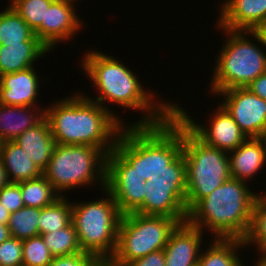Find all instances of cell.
Returning <instances> with one entry per match:
<instances>
[{"mask_svg":"<svg viewBox=\"0 0 266 266\" xmlns=\"http://www.w3.org/2000/svg\"><path fill=\"white\" fill-rule=\"evenodd\" d=\"M106 54L96 49L86 50L81 59L80 68L99 92L97 97H85L109 111L111 108L107 105L113 103L112 105L143 113L139 121L130 122V125H156L166 121L174 113L173 102L156 100L155 92L149 89L147 91L135 72L114 56Z\"/></svg>","mask_w":266,"mask_h":266,"instance_id":"cell-1","label":"cell"},{"mask_svg":"<svg viewBox=\"0 0 266 266\" xmlns=\"http://www.w3.org/2000/svg\"><path fill=\"white\" fill-rule=\"evenodd\" d=\"M114 112L76 92L45 107V118L56 144L89 145L107 155L126 125Z\"/></svg>","mask_w":266,"mask_h":266,"instance_id":"cell-2","label":"cell"},{"mask_svg":"<svg viewBox=\"0 0 266 266\" xmlns=\"http://www.w3.org/2000/svg\"><path fill=\"white\" fill-rule=\"evenodd\" d=\"M247 184L232 177L226 180L188 212L187 222L203 232L208 230L214 238L243 239L261 195Z\"/></svg>","mask_w":266,"mask_h":266,"instance_id":"cell-3","label":"cell"},{"mask_svg":"<svg viewBox=\"0 0 266 266\" xmlns=\"http://www.w3.org/2000/svg\"><path fill=\"white\" fill-rule=\"evenodd\" d=\"M182 121L173 113L156 125H125L114 149L148 181L182 153Z\"/></svg>","mask_w":266,"mask_h":266,"instance_id":"cell-4","label":"cell"},{"mask_svg":"<svg viewBox=\"0 0 266 266\" xmlns=\"http://www.w3.org/2000/svg\"><path fill=\"white\" fill-rule=\"evenodd\" d=\"M227 37L215 61L212 81L208 88L213 96L234 87H247L259 75L266 72V50L256 31L218 28ZM250 36V37H249ZM254 38L257 43L255 44Z\"/></svg>","mask_w":266,"mask_h":266,"instance_id":"cell-5","label":"cell"},{"mask_svg":"<svg viewBox=\"0 0 266 266\" xmlns=\"http://www.w3.org/2000/svg\"><path fill=\"white\" fill-rule=\"evenodd\" d=\"M93 201H72V224L83 252L106 264L113 256L122 214L111 194ZM105 198V199H104Z\"/></svg>","mask_w":266,"mask_h":266,"instance_id":"cell-6","label":"cell"},{"mask_svg":"<svg viewBox=\"0 0 266 266\" xmlns=\"http://www.w3.org/2000/svg\"><path fill=\"white\" fill-rule=\"evenodd\" d=\"M182 153L186 163L187 213L231 178L228 152L209 146L182 122Z\"/></svg>","mask_w":266,"mask_h":266,"instance_id":"cell-7","label":"cell"},{"mask_svg":"<svg viewBox=\"0 0 266 266\" xmlns=\"http://www.w3.org/2000/svg\"><path fill=\"white\" fill-rule=\"evenodd\" d=\"M106 158L107 155L97 147L56 144L43 176L61 196L66 190L80 186L99 185L103 191L106 187Z\"/></svg>","mask_w":266,"mask_h":266,"instance_id":"cell-8","label":"cell"},{"mask_svg":"<svg viewBox=\"0 0 266 266\" xmlns=\"http://www.w3.org/2000/svg\"><path fill=\"white\" fill-rule=\"evenodd\" d=\"M179 224L176 218L167 216L136 212L122 215L115 252L105 265L125 266L149 253L164 249L171 233Z\"/></svg>","mask_w":266,"mask_h":266,"instance_id":"cell-9","label":"cell"},{"mask_svg":"<svg viewBox=\"0 0 266 266\" xmlns=\"http://www.w3.org/2000/svg\"><path fill=\"white\" fill-rule=\"evenodd\" d=\"M145 180L115 149L106 158V187L119 212H136L144 202Z\"/></svg>","mask_w":266,"mask_h":266,"instance_id":"cell-10","label":"cell"},{"mask_svg":"<svg viewBox=\"0 0 266 266\" xmlns=\"http://www.w3.org/2000/svg\"><path fill=\"white\" fill-rule=\"evenodd\" d=\"M217 105V109H214L213 116L210 115L208 122L209 124L201 125L196 123L188 115V111L185 108L174 104V114L205 144L230 152L239 147L246 139V135L241 131L240 127L235 123L231 115L227 110L220 104Z\"/></svg>","mask_w":266,"mask_h":266,"instance_id":"cell-11","label":"cell"},{"mask_svg":"<svg viewBox=\"0 0 266 266\" xmlns=\"http://www.w3.org/2000/svg\"><path fill=\"white\" fill-rule=\"evenodd\" d=\"M220 104L231 115L247 138H259L266 126V101L247 87H234L219 92Z\"/></svg>","mask_w":266,"mask_h":266,"instance_id":"cell-12","label":"cell"},{"mask_svg":"<svg viewBox=\"0 0 266 266\" xmlns=\"http://www.w3.org/2000/svg\"><path fill=\"white\" fill-rule=\"evenodd\" d=\"M75 0H54L46 10L45 22L34 32L51 51L63 41H69L82 30L83 22L75 12Z\"/></svg>","mask_w":266,"mask_h":266,"instance_id":"cell-13","label":"cell"},{"mask_svg":"<svg viewBox=\"0 0 266 266\" xmlns=\"http://www.w3.org/2000/svg\"><path fill=\"white\" fill-rule=\"evenodd\" d=\"M136 213L167 216L180 223L186 222V186H161L146 181L144 202Z\"/></svg>","mask_w":266,"mask_h":266,"instance_id":"cell-14","label":"cell"},{"mask_svg":"<svg viewBox=\"0 0 266 266\" xmlns=\"http://www.w3.org/2000/svg\"><path fill=\"white\" fill-rule=\"evenodd\" d=\"M217 28L256 31L266 24V0H224Z\"/></svg>","mask_w":266,"mask_h":266,"instance_id":"cell-15","label":"cell"},{"mask_svg":"<svg viewBox=\"0 0 266 266\" xmlns=\"http://www.w3.org/2000/svg\"><path fill=\"white\" fill-rule=\"evenodd\" d=\"M203 234L187 221L180 223L163 249L165 266H197L204 244Z\"/></svg>","mask_w":266,"mask_h":266,"instance_id":"cell-16","label":"cell"},{"mask_svg":"<svg viewBox=\"0 0 266 266\" xmlns=\"http://www.w3.org/2000/svg\"><path fill=\"white\" fill-rule=\"evenodd\" d=\"M35 66L0 76V103L12 106H39L40 78Z\"/></svg>","mask_w":266,"mask_h":266,"instance_id":"cell-17","label":"cell"},{"mask_svg":"<svg viewBox=\"0 0 266 266\" xmlns=\"http://www.w3.org/2000/svg\"><path fill=\"white\" fill-rule=\"evenodd\" d=\"M228 156L231 177L246 183L251 178L253 180L266 164V149L259 138H247L235 150L228 152Z\"/></svg>","mask_w":266,"mask_h":266,"instance_id":"cell-18","label":"cell"},{"mask_svg":"<svg viewBox=\"0 0 266 266\" xmlns=\"http://www.w3.org/2000/svg\"><path fill=\"white\" fill-rule=\"evenodd\" d=\"M43 108V109H42ZM12 106L0 103V138L13 141L45 118V106Z\"/></svg>","mask_w":266,"mask_h":266,"instance_id":"cell-19","label":"cell"},{"mask_svg":"<svg viewBox=\"0 0 266 266\" xmlns=\"http://www.w3.org/2000/svg\"><path fill=\"white\" fill-rule=\"evenodd\" d=\"M13 141L25 151L42 172L47 168L56 142L46 118Z\"/></svg>","mask_w":266,"mask_h":266,"instance_id":"cell-20","label":"cell"},{"mask_svg":"<svg viewBox=\"0 0 266 266\" xmlns=\"http://www.w3.org/2000/svg\"><path fill=\"white\" fill-rule=\"evenodd\" d=\"M46 52L50 50L42 42L0 45V76L35 66Z\"/></svg>","mask_w":266,"mask_h":266,"instance_id":"cell-21","label":"cell"},{"mask_svg":"<svg viewBox=\"0 0 266 266\" xmlns=\"http://www.w3.org/2000/svg\"><path fill=\"white\" fill-rule=\"evenodd\" d=\"M0 160L12 183L36 179L43 175L39 167L14 141L3 143Z\"/></svg>","mask_w":266,"mask_h":266,"instance_id":"cell-22","label":"cell"},{"mask_svg":"<svg viewBox=\"0 0 266 266\" xmlns=\"http://www.w3.org/2000/svg\"><path fill=\"white\" fill-rule=\"evenodd\" d=\"M208 245L201 250L197 266H243L238 254L239 249H246L242 239L211 238Z\"/></svg>","mask_w":266,"mask_h":266,"instance_id":"cell-23","label":"cell"},{"mask_svg":"<svg viewBox=\"0 0 266 266\" xmlns=\"http://www.w3.org/2000/svg\"><path fill=\"white\" fill-rule=\"evenodd\" d=\"M41 42L34 31L9 5L0 11V45Z\"/></svg>","mask_w":266,"mask_h":266,"instance_id":"cell-24","label":"cell"},{"mask_svg":"<svg viewBox=\"0 0 266 266\" xmlns=\"http://www.w3.org/2000/svg\"><path fill=\"white\" fill-rule=\"evenodd\" d=\"M19 186L24 206L44 208L61 197L43 175L36 179L20 182Z\"/></svg>","mask_w":266,"mask_h":266,"instance_id":"cell-25","label":"cell"},{"mask_svg":"<svg viewBox=\"0 0 266 266\" xmlns=\"http://www.w3.org/2000/svg\"><path fill=\"white\" fill-rule=\"evenodd\" d=\"M72 221V202L66 195L61 196L53 204L41 208L39 218V235L63 229Z\"/></svg>","mask_w":266,"mask_h":266,"instance_id":"cell-26","label":"cell"},{"mask_svg":"<svg viewBox=\"0 0 266 266\" xmlns=\"http://www.w3.org/2000/svg\"><path fill=\"white\" fill-rule=\"evenodd\" d=\"M242 240L245 247L257 245L255 250L259 252L258 257L261 258L266 253V193L262 192L256 199L248 231Z\"/></svg>","mask_w":266,"mask_h":266,"instance_id":"cell-27","label":"cell"},{"mask_svg":"<svg viewBox=\"0 0 266 266\" xmlns=\"http://www.w3.org/2000/svg\"><path fill=\"white\" fill-rule=\"evenodd\" d=\"M40 215L41 208L28 206H24L16 212H12L8 221L11 237L23 241L31 237L39 236L38 222Z\"/></svg>","mask_w":266,"mask_h":266,"instance_id":"cell-28","label":"cell"},{"mask_svg":"<svg viewBox=\"0 0 266 266\" xmlns=\"http://www.w3.org/2000/svg\"><path fill=\"white\" fill-rule=\"evenodd\" d=\"M41 237L53 257L83 252L72 222L63 229L52 233L41 234Z\"/></svg>","mask_w":266,"mask_h":266,"instance_id":"cell-29","label":"cell"},{"mask_svg":"<svg viewBox=\"0 0 266 266\" xmlns=\"http://www.w3.org/2000/svg\"><path fill=\"white\" fill-rule=\"evenodd\" d=\"M54 0H10L8 3L35 32L45 22L46 10Z\"/></svg>","mask_w":266,"mask_h":266,"instance_id":"cell-30","label":"cell"},{"mask_svg":"<svg viewBox=\"0 0 266 266\" xmlns=\"http://www.w3.org/2000/svg\"><path fill=\"white\" fill-rule=\"evenodd\" d=\"M149 180L154 185L186 186V163L183 153L165 169H160L151 174Z\"/></svg>","mask_w":266,"mask_h":266,"instance_id":"cell-31","label":"cell"},{"mask_svg":"<svg viewBox=\"0 0 266 266\" xmlns=\"http://www.w3.org/2000/svg\"><path fill=\"white\" fill-rule=\"evenodd\" d=\"M22 256L23 266H49L53 259L41 235L22 241Z\"/></svg>","mask_w":266,"mask_h":266,"instance_id":"cell-32","label":"cell"},{"mask_svg":"<svg viewBox=\"0 0 266 266\" xmlns=\"http://www.w3.org/2000/svg\"><path fill=\"white\" fill-rule=\"evenodd\" d=\"M0 266H23L22 240L10 236L0 244Z\"/></svg>","mask_w":266,"mask_h":266,"instance_id":"cell-33","label":"cell"},{"mask_svg":"<svg viewBox=\"0 0 266 266\" xmlns=\"http://www.w3.org/2000/svg\"><path fill=\"white\" fill-rule=\"evenodd\" d=\"M104 264L94 255L80 252L67 256L53 257L49 266H103Z\"/></svg>","mask_w":266,"mask_h":266,"instance_id":"cell-34","label":"cell"},{"mask_svg":"<svg viewBox=\"0 0 266 266\" xmlns=\"http://www.w3.org/2000/svg\"><path fill=\"white\" fill-rule=\"evenodd\" d=\"M0 202L10 213L23 208L24 204L19 183L10 182L3 187L0 190Z\"/></svg>","mask_w":266,"mask_h":266,"instance_id":"cell-35","label":"cell"},{"mask_svg":"<svg viewBox=\"0 0 266 266\" xmlns=\"http://www.w3.org/2000/svg\"><path fill=\"white\" fill-rule=\"evenodd\" d=\"M125 266H165L164 251L162 249L149 253L142 258L127 263Z\"/></svg>","mask_w":266,"mask_h":266,"instance_id":"cell-36","label":"cell"},{"mask_svg":"<svg viewBox=\"0 0 266 266\" xmlns=\"http://www.w3.org/2000/svg\"><path fill=\"white\" fill-rule=\"evenodd\" d=\"M247 88L258 97L266 101V72L253 80Z\"/></svg>","mask_w":266,"mask_h":266,"instance_id":"cell-37","label":"cell"},{"mask_svg":"<svg viewBox=\"0 0 266 266\" xmlns=\"http://www.w3.org/2000/svg\"><path fill=\"white\" fill-rule=\"evenodd\" d=\"M10 183L7 171L5 170L2 161L0 160V190Z\"/></svg>","mask_w":266,"mask_h":266,"instance_id":"cell-38","label":"cell"},{"mask_svg":"<svg viewBox=\"0 0 266 266\" xmlns=\"http://www.w3.org/2000/svg\"><path fill=\"white\" fill-rule=\"evenodd\" d=\"M10 215V211H8L0 202V223L8 225Z\"/></svg>","mask_w":266,"mask_h":266,"instance_id":"cell-39","label":"cell"},{"mask_svg":"<svg viewBox=\"0 0 266 266\" xmlns=\"http://www.w3.org/2000/svg\"><path fill=\"white\" fill-rule=\"evenodd\" d=\"M8 225L0 223V244L10 237Z\"/></svg>","mask_w":266,"mask_h":266,"instance_id":"cell-40","label":"cell"},{"mask_svg":"<svg viewBox=\"0 0 266 266\" xmlns=\"http://www.w3.org/2000/svg\"><path fill=\"white\" fill-rule=\"evenodd\" d=\"M256 32L259 34V36L262 39L263 42V47L266 48V24L262 25L261 27H259Z\"/></svg>","mask_w":266,"mask_h":266,"instance_id":"cell-41","label":"cell"},{"mask_svg":"<svg viewBox=\"0 0 266 266\" xmlns=\"http://www.w3.org/2000/svg\"><path fill=\"white\" fill-rule=\"evenodd\" d=\"M259 139L262 141V143L264 144L265 149H266V126H265L264 130L262 131Z\"/></svg>","mask_w":266,"mask_h":266,"instance_id":"cell-42","label":"cell"},{"mask_svg":"<svg viewBox=\"0 0 266 266\" xmlns=\"http://www.w3.org/2000/svg\"><path fill=\"white\" fill-rule=\"evenodd\" d=\"M257 260L258 262H255V265L254 266H266L264 263H262L259 259H255ZM245 266V264L243 265Z\"/></svg>","mask_w":266,"mask_h":266,"instance_id":"cell-43","label":"cell"},{"mask_svg":"<svg viewBox=\"0 0 266 266\" xmlns=\"http://www.w3.org/2000/svg\"><path fill=\"white\" fill-rule=\"evenodd\" d=\"M262 263H264L266 265V253L261 257L258 258Z\"/></svg>","mask_w":266,"mask_h":266,"instance_id":"cell-44","label":"cell"},{"mask_svg":"<svg viewBox=\"0 0 266 266\" xmlns=\"http://www.w3.org/2000/svg\"><path fill=\"white\" fill-rule=\"evenodd\" d=\"M3 143H4V141L0 138V153H1V150H2Z\"/></svg>","mask_w":266,"mask_h":266,"instance_id":"cell-45","label":"cell"}]
</instances>
